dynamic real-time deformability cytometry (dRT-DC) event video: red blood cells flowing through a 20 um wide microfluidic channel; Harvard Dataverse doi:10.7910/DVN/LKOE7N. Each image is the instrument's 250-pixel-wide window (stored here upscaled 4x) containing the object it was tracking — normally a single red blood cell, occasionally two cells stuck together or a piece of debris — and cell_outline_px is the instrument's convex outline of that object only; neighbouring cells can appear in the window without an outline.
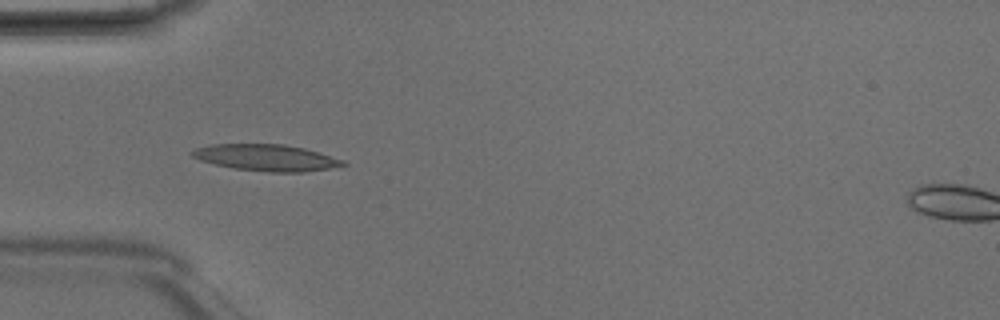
{"species": "Egyptian fruit bat (a non-hibernating species)", "species_latin": "Rousettus aegyptiacus", "temperature_condition": "room temperature", "stored_images_in_passage": 6, "camera_frame_rate_fps": 3000, "um_per_image_px": 0.085, "animal": {"sex": "male"}, "frame": {"image": 1, "passage_image": 5, "time_ms": 1.333, "image_size_px": [1000, 320], "cell_outline_px": [[348, 164], [328, 168], [304, 172], [268, 172], [236, 168], [216, 164], [200, 160], [192, 156], [188, 152], [196, 148], [212, 144], [284, 144], [304, 148], [344, 160]], "centroid_in_image_um": [22.62, 13.39], "position_along_channel_um": 62.4, "area_um2": 23.06}}